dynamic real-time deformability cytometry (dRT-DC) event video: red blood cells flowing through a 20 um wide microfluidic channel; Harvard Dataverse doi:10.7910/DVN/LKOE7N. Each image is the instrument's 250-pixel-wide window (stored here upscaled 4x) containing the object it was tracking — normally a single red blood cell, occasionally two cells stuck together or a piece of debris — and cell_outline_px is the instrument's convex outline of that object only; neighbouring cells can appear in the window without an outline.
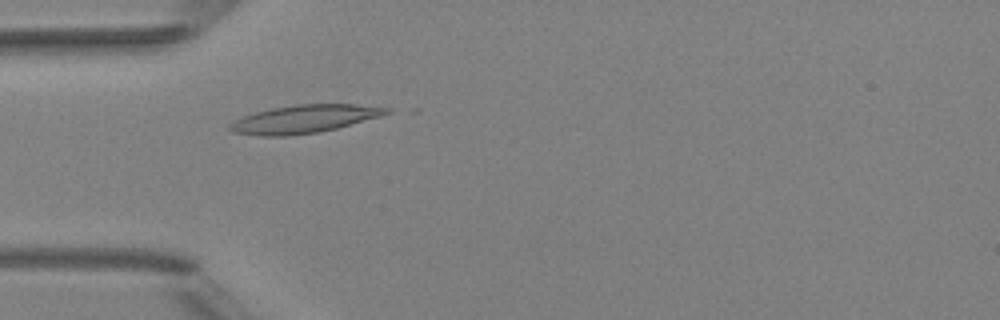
{"species": "Egyptian fruit bat (a non-hibernating species)", "species_latin": "Rousettus aegyptiacus", "temperature_condition": "room temperature", "stored_images_in_passage": 3, "camera_frame_rate_fps": 3000, "um_per_image_px": 0.085, "animal": {"sex": "female"}, "frame": {"image": 1, "passage_image": 3, "time_ms": 3.0, "image_size_px": [1000, 320], "cell_outline_px": [[392, 112], [380, 116], [336, 128], [320, 132], [288, 136], [256, 136], [232, 132], [228, 128], [228, 124], [240, 116], [272, 108], [296, 104], [356, 104], [392, 108]], "centroid_in_image_um": [25.81, 10.12], "position_along_channel_um": 59.2, "area_um2": 25.78}}